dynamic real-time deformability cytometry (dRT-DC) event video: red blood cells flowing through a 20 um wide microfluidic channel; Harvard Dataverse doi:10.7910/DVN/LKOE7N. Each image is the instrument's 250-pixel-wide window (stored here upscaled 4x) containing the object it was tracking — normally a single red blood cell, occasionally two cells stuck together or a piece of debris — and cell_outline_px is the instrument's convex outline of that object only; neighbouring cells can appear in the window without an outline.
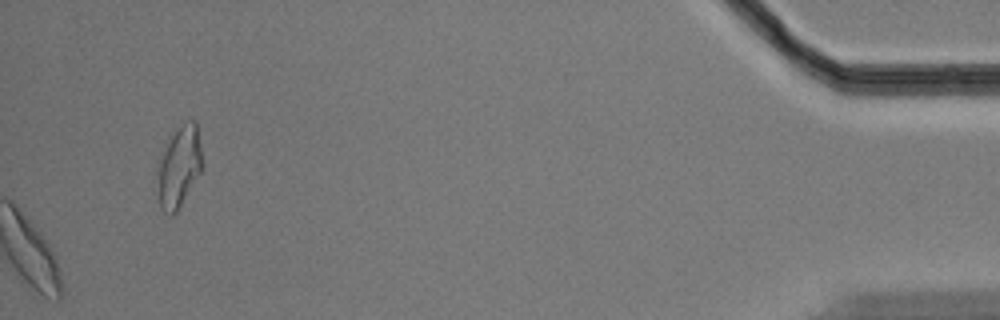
{"species": "Egyptian fruit bat (a non-hibernating species)", "species_latin": "Rousettus aegyptiacus", "temperature_condition": "cold", "stored_images_in_passage": 58, "camera_frame_rate_fps": 3000, "um_per_image_px": 0.085, "animal": {"sex": "male"}, "frame": {"image": 1, "passage_image": 58, "time_ms": 19.0, "image_size_px": [1000, 320], "cell_outline_px": [[200, 172], [176, 212], [172, 216], [168, 216], [160, 208], [156, 192], [156, 160], [160, 152], [172, 136], [184, 124], [192, 120], [196, 120], [200, 148]], "centroid_in_image_um": [15.12, 14.25], "position_along_channel_um": 420.1, "area_um2": 21.1}, "authors_computed_cell_mechanics": {"area_um2": 22.6287, "velocity_mm_per_s": 3.4795, "shape_relaxation_time_tau1_ms": 4.6532, "shape_relaxation_time_tau2_ms": 4.7339, "deformation_change_tau1": 0.1332, "deformation_change_tau2": 0.1096}}